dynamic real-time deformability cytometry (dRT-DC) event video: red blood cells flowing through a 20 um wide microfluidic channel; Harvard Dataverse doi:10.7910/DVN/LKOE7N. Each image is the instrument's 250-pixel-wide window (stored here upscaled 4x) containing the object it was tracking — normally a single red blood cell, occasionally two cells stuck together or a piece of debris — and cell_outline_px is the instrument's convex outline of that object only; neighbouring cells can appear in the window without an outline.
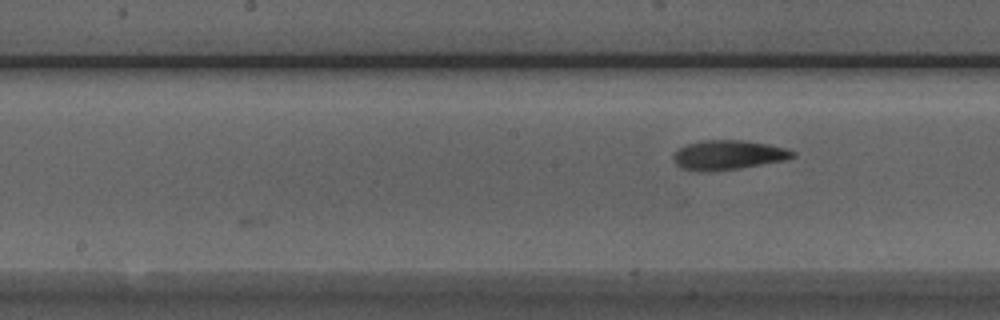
{"species": "Egyptian fruit bat (a non-hibernating species)", "species_latin": "Rousettus aegyptiacus", "temperature_condition": "room temperature", "stored_images_in_passage": 10, "camera_frame_rate_fps": 3000, "um_per_image_px": 0.085, "animal": {"sex": "male"}, "frame": {"image": 1, "passage_image": 10, "time_ms": 3.0, "image_size_px": [1000, 320], "cell_outline_px": [[796, 156], [784, 160], [740, 168], [708, 172], [696, 172], [680, 168], [676, 164], [672, 156], [680, 148], [688, 144], [704, 140], [744, 140], [768, 144], [784, 148], [796, 152]], "centroid_in_image_um": [61.87, 13.18], "position_along_channel_um": 186.3, "area_um2": 20.52}}